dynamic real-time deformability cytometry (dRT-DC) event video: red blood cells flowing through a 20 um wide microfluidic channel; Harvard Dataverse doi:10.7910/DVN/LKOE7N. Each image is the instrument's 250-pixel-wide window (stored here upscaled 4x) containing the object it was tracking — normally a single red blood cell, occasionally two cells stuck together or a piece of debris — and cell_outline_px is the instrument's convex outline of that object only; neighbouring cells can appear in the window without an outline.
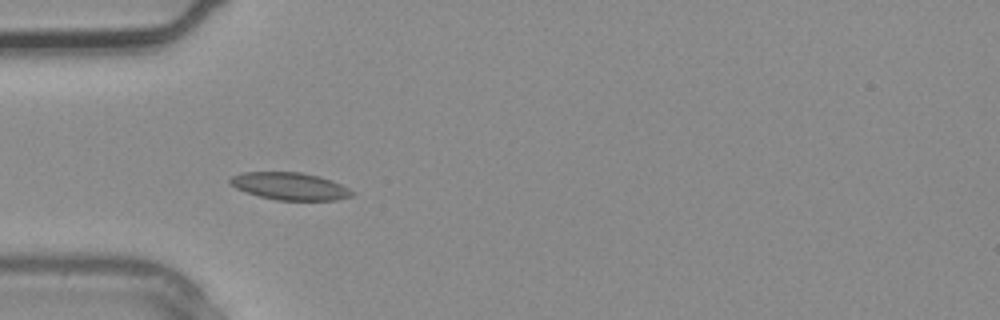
{"species": "common noctule bat (a hibernating species)", "species_latin": "Nyctalus noctula", "temperature_condition": "warm", "stored_images_in_passage": 2, "camera_frame_rate_fps": 3000, "um_per_image_px": 0.085, "animal": {"sex": "male", "body_mass_g": 20.4}, "frame": {"image": 1, "passage_image": 2, "time_ms": 0.333, "image_size_px": [1000, 320], "cell_outline_px": [[356, 192], [352, 196], [336, 200], [276, 200], [260, 196], [236, 188], [228, 184], [228, 180], [232, 176], [240, 172], [300, 172], [320, 176], [332, 180]], "centroid_in_image_um": [24.64, 15.82], "position_along_channel_um": 60.4, "area_um2": 19.54}}